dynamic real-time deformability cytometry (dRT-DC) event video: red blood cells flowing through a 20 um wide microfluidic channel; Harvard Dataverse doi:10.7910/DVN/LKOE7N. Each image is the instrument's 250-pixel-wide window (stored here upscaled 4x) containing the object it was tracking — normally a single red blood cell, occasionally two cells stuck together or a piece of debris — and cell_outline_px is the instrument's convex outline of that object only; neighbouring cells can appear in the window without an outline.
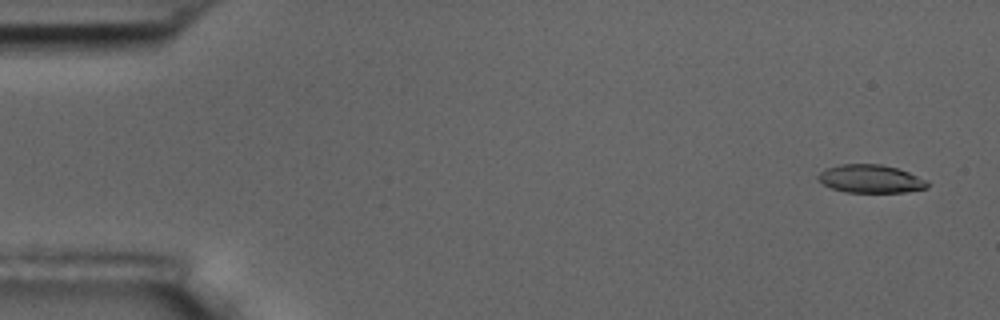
{"species": "common noctule bat (a hibernating species)", "species_latin": "Nyctalus noctula", "temperature_condition": "room temperature", "stored_images_in_passage": 5, "segment_of_instrument_passage": [1, 2], "camera_frame_rate_fps": 3000, "um_per_image_px": 0.085, "animal": {"sex": "male", "body_mass_g": 17.5, "forearm_length_mm": 52.3}, "frame": {"image": 1, "passage_image": 1, "time_ms": 0.0, "image_size_px": [1000, 320], "cell_outline_px": [[928, 188], [904, 192], [844, 192], [832, 188], [824, 184], [816, 176], [820, 172], [828, 168], [840, 164], [880, 164], [896, 168], [908, 172], [928, 180]], "centroid_in_image_um": [74.02, 15.2], "position_along_channel_um": 11.0, "area_um2": 17.8}}